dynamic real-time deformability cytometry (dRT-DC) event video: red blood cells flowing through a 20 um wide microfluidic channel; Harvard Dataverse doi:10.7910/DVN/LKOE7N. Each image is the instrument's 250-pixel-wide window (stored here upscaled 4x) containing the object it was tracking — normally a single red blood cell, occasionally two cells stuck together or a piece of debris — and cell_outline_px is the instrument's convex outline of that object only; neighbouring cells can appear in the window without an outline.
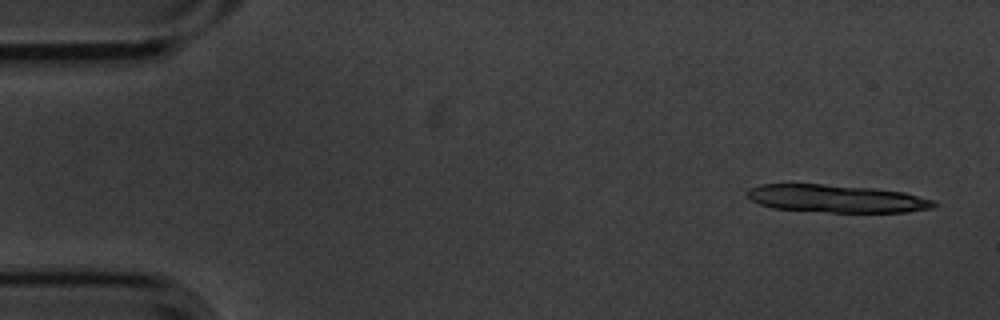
{"species": "common noctule bat (a hibernating species)", "species_latin": "Nyctalus noctula", "temperature_condition": "cold", "stored_images_in_passage": 6, "camera_frame_rate_fps": 3000, "um_per_image_px": 0.085, "animal": {"sex": "male", "body_mass_g": 20.1, "forearm_length_mm": 53.5}, "frame": {"image": 1, "passage_image": 1, "time_ms": 0.0, "image_size_px": [1000, 320], "cell_outline_px": [[936, 204], [932, 208], [908, 212], [828, 212], [772, 208], [760, 204], [752, 200], [748, 196], [748, 192], [752, 188], [760, 184], [824, 184], [876, 188], [904, 192], [932, 200]], "centroid_in_image_um": [71.12, 16.88], "position_along_channel_um": 13.9, "area_um2": 30.0}}
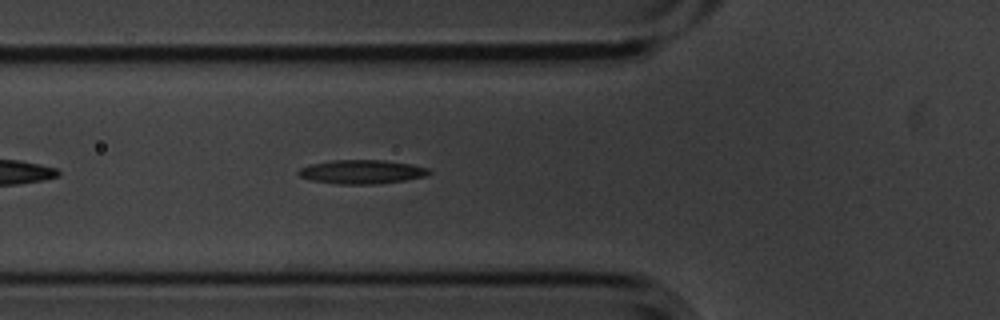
{"frame": {"image": 2, "passage_image": 6, "time_ms": 1.667, "image_size_px": [1000, 320], "cell_outline_px": [[432, 172], [424, 176], [404, 180], [380, 184], [336, 184], [312, 180], [300, 176], [296, 172], [300, 168], [308, 164], [332, 160], [384, 160], [412, 164], [428, 168]], "centroid_in_image_um": [30.73, 14.6], "position_along_channel_um": 95.1, "area_um2": 18.26}}